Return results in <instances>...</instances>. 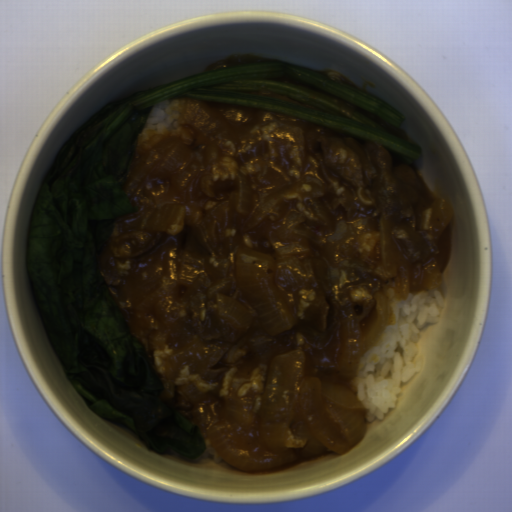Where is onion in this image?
<instances>
[{
  "mask_svg": "<svg viewBox=\"0 0 512 512\" xmlns=\"http://www.w3.org/2000/svg\"><path fill=\"white\" fill-rule=\"evenodd\" d=\"M143 126L102 280L162 386L244 472L344 455L368 431L358 359L395 300L437 288L455 206L416 162L329 126L184 97ZM330 307L322 333L301 323Z\"/></svg>",
  "mask_w": 512,
  "mask_h": 512,
  "instance_id": "obj_1",
  "label": "onion"
}]
</instances>
